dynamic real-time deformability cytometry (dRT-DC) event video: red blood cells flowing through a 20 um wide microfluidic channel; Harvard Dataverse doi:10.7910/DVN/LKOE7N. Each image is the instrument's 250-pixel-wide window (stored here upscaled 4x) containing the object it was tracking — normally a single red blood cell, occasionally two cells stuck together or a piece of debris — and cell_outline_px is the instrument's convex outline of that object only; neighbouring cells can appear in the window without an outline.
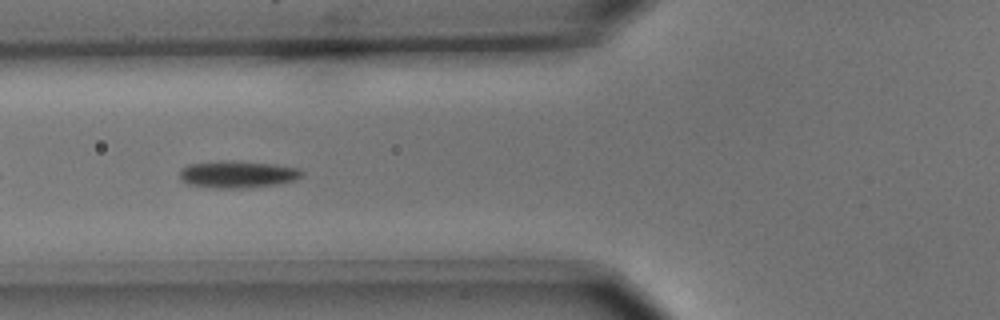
{"species": "common noctule bat (a hibernating species)", "species_latin": "Nyctalus noctula", "temperature_condition": "cold", "stored_images_in_passage": 15, "camera_frame_rate_fps": 3000, "um_per_image_px": 0.085, "animal": {"sex": "male", "body_mass_g": 15.6}, "frame": {"image": 1, "passage_image": 6, "time_ms": 1.667, "image_size_px": [1000, 320], "cell_outline_px": [[304, 176], [296, 180], [276, 184], [244, 188], [212, 188], [188, 184], [180, 180], [180, 168], [188, 164], [220, 160], [232, 160], [276, 164], [300, 168], [304, 172]], "centroid_in_image_um": [20.2, 14.8], "position_along_channel_um": 105.6, "area_um2": 19.71}}
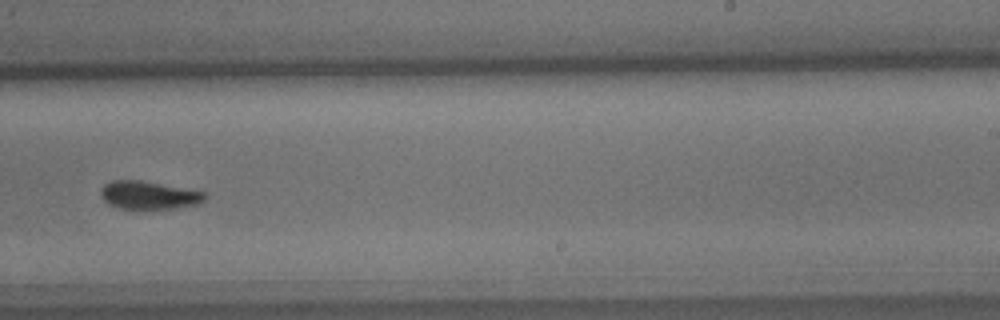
{"frame": {"image": 2, "passage_image": 10, "time_ms": 3.0, "image_size_px": [1000, 320], "cell_outline_px": [[208, 196], [204, 200], [196, 204], [176, 208], [120, 208], [108, 204], [100, 196], [100, 188], [104, 184], [112, 180], [140, 180], [204, 192]], "centroid_in_image_um": [12.6, 16.58], "position_along_channel_um": 276.4, "area_um2": 16.82}}
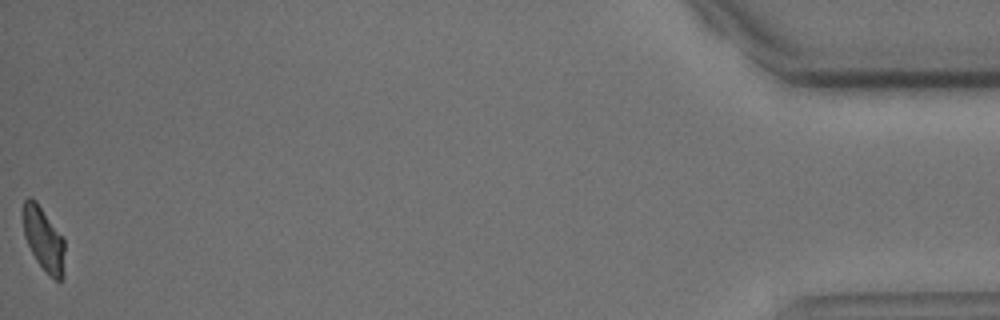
{"frame": {"image": 3, "passage_image": 15, "time_ms": 4.667, "image_size_px": [1000, 320], "cell_outline_px": [[64, 276], [60, 280], [56, 280], [36, 260], [24, 236], [24, 200], [28, 196], [32, 196], [36, 200], [64, 236]], "centroid_in_image_um": [3.74, 20.28], "position_along_channel_um": 431.5, "area_um2": 15.43}}